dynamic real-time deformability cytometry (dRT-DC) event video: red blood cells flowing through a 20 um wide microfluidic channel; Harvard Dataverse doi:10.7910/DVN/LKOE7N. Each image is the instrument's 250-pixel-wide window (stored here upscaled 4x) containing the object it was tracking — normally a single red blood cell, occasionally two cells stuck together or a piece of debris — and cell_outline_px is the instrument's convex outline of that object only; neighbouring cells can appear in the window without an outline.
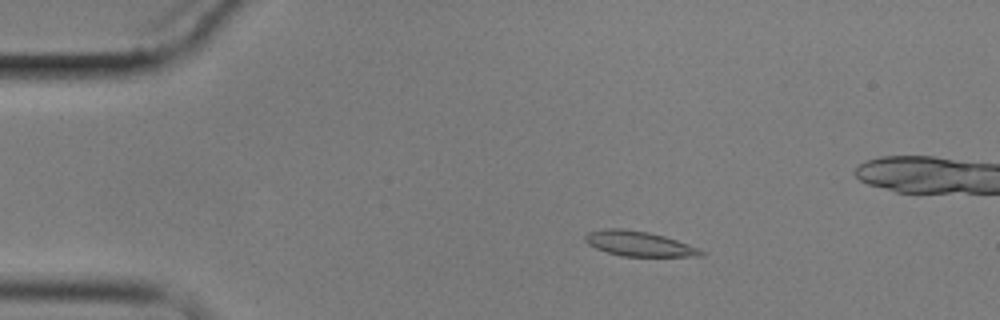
{"species": "common noctule bat (a hibernating species)", "species_latin": "Nyctalus noctula", "temperature_condition": "cold", "stored_images_in_passage": 6, "camera_frame_rate_fps": 3000, "um_per_image_px": 0.085, "animal": {"sex": "male", "body_mass_g": 17.9}, "frame": {"image": 1, "passage_image": 2, "time_ms": 1.333, "image_size_px": [1000, 320], "cell_outline_px": [[704, 256], [624, 256], [608, 252], [596, 248], [588, 244], [584, 240], [584, 236], [588, 232], [604, 228], [620, 228], [648, 232], [664, 236], [688, 244], [704, 252]], "centroid_in_image_um": [54.27, 20.7], "position_along_channel_um": 30.7, "area_um2": 16.65}}
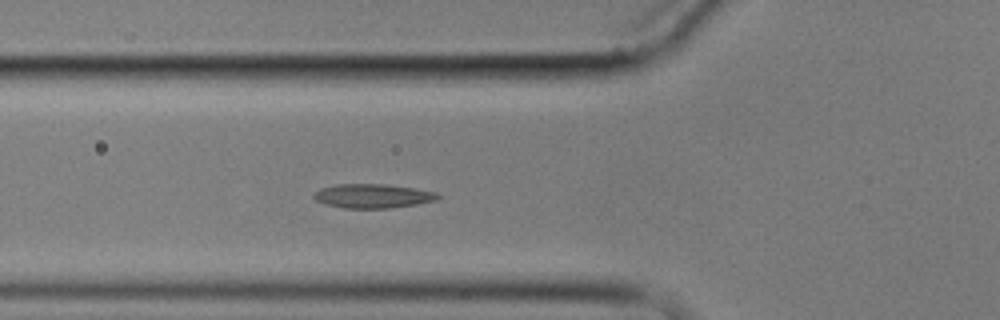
{"frame": {"image": 2, "passage_image": 5, "time_ms": 4.667, "image_size_px": [1000, 320], "cell_outline_px": [[440, 196], [436, 200], [416, 204], [388, 208], [344, 208], [328, 204], [316, 200], [312, 196], [320, 188], [336, 184], [384, 184], [416, 188], [436, 192]], "centroid_in_image_um": [31.69, 16.65], "position_along_channel_um": 94.1, "area_um2": 17.28}}